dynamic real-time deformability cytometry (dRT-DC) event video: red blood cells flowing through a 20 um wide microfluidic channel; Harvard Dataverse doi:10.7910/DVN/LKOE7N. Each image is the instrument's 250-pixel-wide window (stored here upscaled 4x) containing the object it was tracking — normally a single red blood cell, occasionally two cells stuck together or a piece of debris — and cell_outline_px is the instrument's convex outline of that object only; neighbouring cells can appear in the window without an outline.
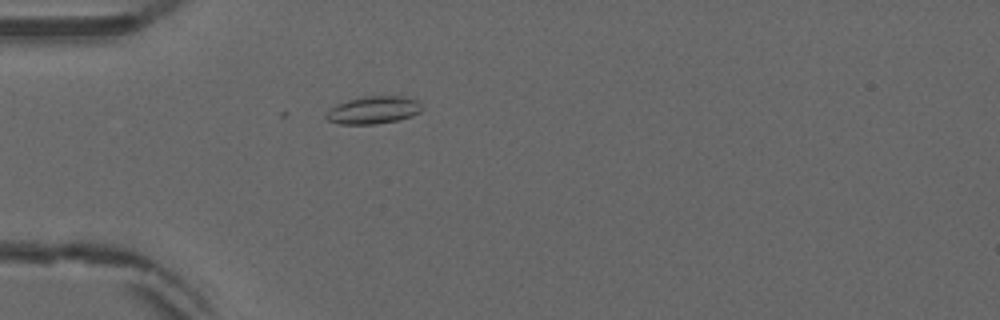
{"species": "common noctule bat (a hibernating species)", "species_latin": "Nyctalus noctula", "temperature_condition": "warm", "stored_images_in_passage": 10, "camera_frame_rate_fps": 3000, "um_per_image_px": 0.085, "animal": {"sex": "male", "forearm_length_mm": 52.5}, "frame": {"image": 1, "passage_image": 6, "time_ms": 1.667, "image_size_px": [1000, 320], "cell_outline_px": [[424, 108], [420, 112], [412, 116], [396, 120], [376, 124], [340, 124], [328, 120], [324, 116], [328, 108], [336, 104], [360, 96], [404, 96], [420, 100]], "centroid_in_image_um": [31.75, 9.34], "position_along_channel_um": 53.2, "area_um2": 15.72}}
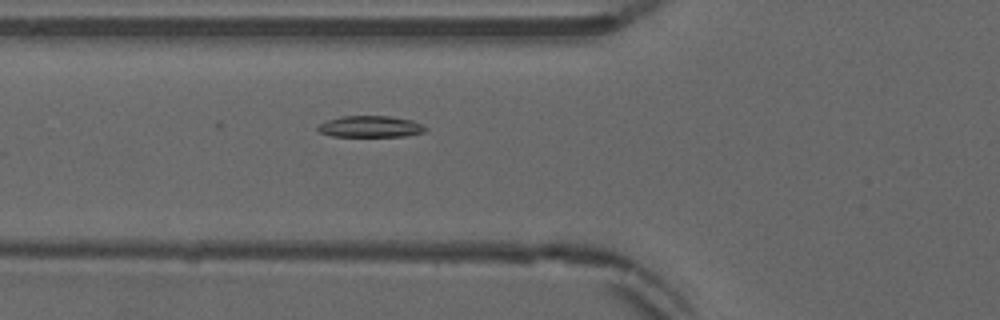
{"frame": {"image": 2, "passage_image": 10, "time_ms": 3.0, "image_size_px": [1000, 320], "cell_outline_px": [[428, 128], [424, 132], [404, 136], [332, 136], [320, 132], [316, 128], [320, 124], [328, 120], [340, 116], [388, 116], [412, 120]], "centroid_in_image_um": [31.48, 10.76], "position_along_channel_um": 94.3, "area_um2": 13.29}}